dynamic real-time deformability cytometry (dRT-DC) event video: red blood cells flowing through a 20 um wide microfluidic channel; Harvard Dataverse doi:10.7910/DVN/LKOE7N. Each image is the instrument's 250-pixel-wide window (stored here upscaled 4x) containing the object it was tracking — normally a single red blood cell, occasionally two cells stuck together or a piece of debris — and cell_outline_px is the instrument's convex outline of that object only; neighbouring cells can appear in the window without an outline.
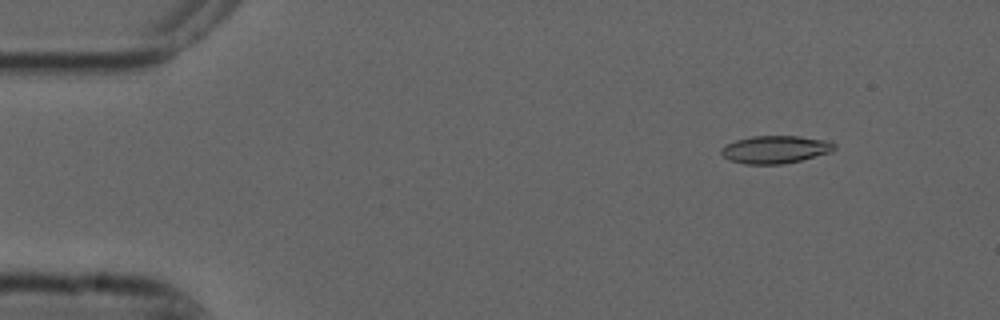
{"species": "common noctule bat (a hibernating species)", "species_latin": "Nyctalus noctula", "temperature_condition": "cold", "stored_images_in_passage": 8, "camera_frame_rate_fps": 3000, "um_per_image_px": 0.085, "animal": {"sex": "male", "forearm_length_mm": 52.5}, "frame": {"image": 1, "passage_image": 2, "time_ms": 0.333, "image_size_px": [1000, 320], "cell_outline_px": [[836, 148], [832, 152], [800, 160], [780, 164], [744, 164], [728, 160], [720, 152], [720, 148], [736, 140], [752, 136], [800, 136], [828, 140], [836, 144]], "centroid_in_image_um": [65.92, 12.7], "position_along_channel_um": 19.1, "area_um2": 18.32}}
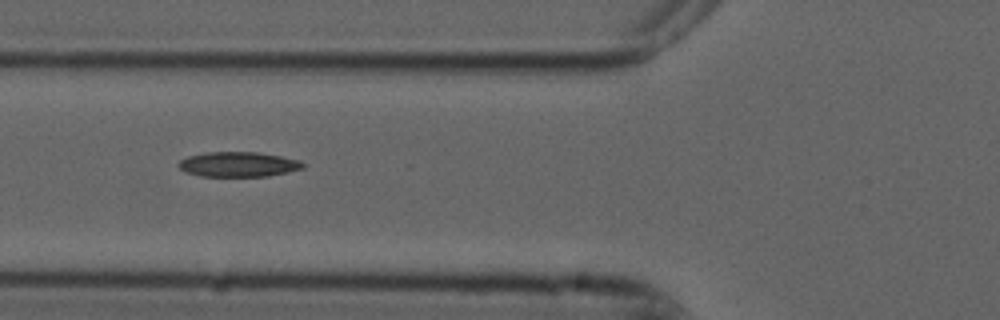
{"frame": {"image": 2, "passage_image": 6, "time_ms": 1.667, "image_size_px": [1000, 320], "cell_outline_px": [[304, 168], [288, 172], [268, 176], [200, 176], [184, 172], [176, 164], [180, 160], [188, 156], [208, 152], [256, 152], [280, 156], [300, 160], [304, 164]], "centroid_in_image_um": [20.24, 13.97], "position_along_channel_um": 105.6, "area_um2": 18.09}}
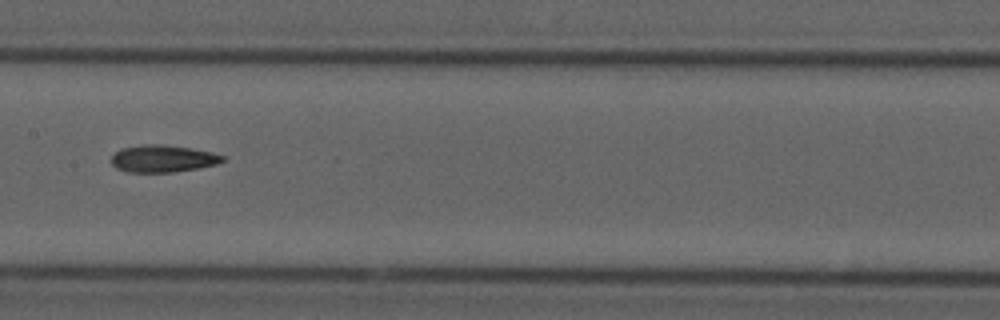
{"frame": {"image": 3, "passage_image": 8, "time_ms": 2.333, "image_size_px": [1000, 320], "cell_outline_px": [[228, 160], [216, 164], [196, 168], [172, 172], [128, 172], [116, 168], [112, 164], [112, 156], [120, 148], [148, 144], [164, 144], [192, 148], [212, 152], [224, 156]], "centroid_in_image_um": [13.86, 13.47], "position_along_channel_um": 193.5, "area_um2": 17.63}}